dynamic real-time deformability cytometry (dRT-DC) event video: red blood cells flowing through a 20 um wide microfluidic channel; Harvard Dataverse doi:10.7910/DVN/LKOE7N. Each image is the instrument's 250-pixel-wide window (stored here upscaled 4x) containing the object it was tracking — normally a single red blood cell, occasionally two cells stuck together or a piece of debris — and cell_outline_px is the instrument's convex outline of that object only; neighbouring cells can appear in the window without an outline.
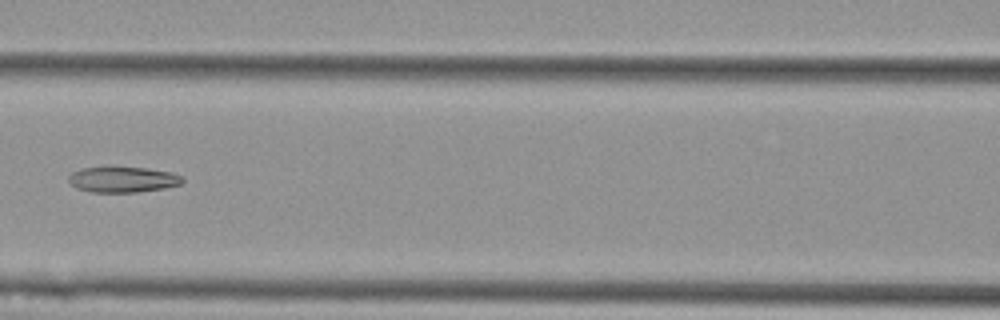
{"species": "Egyptian fruit bat (a non-hibernating species)", "species_latin": "Rousettus aegyptiacus", "temperature_condition": "cold", "stored_images_in_passage": 7, "camera_frame_rate_fps": 3000, "um_per_image_px": 0.085, "animal": {"sex": "female"}, "frame": {"image": 1, "passage_image": 5, "time_ms": 1.333, "image_size_px": [1000, 320], "cell_outline_px": [[184, 180], [180, 184], [164, 188], [136, 192], [92, 192], [76, 188], [68, 180], [68, 176], [72, 172], [80, 168], [148, 168], [172, 172], [184, 176]], "centroid_in_image_um": [10.46, 15.26], "position_along_channel_um": 156.1, "area_um2": 16.88}}
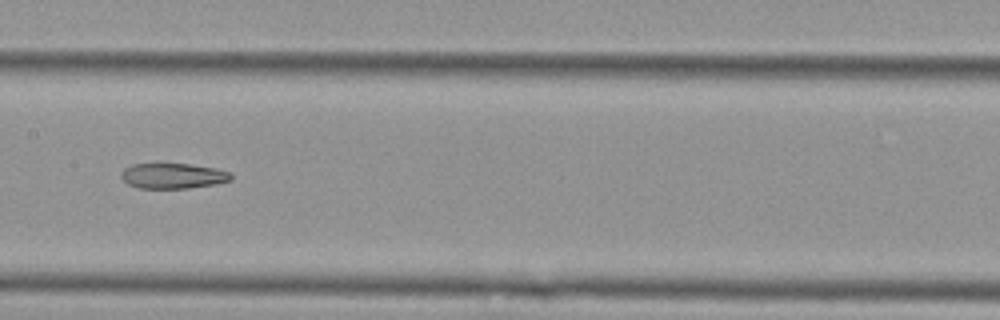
{"frame": {"image": 2, "passage_image": 6, "time_ms": 1.667, "image_size_px": [1000, 320], "cell_outline_px": [[232, 180], [216, 184], [188, 188], [140, 188], [128, 184], [120, 176], [120, 172], [124, 168], [132, 164], [188, 164], [216, 168], [228, 172], [232, 176]], "centroid_in_image_um": [14.69, 14.95], "position_along_channel_um": 192.7, "area_um2": 16.18}}
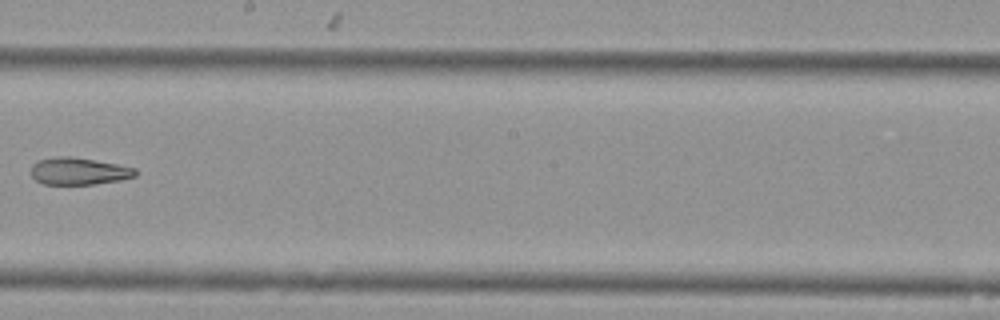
{"frame": {"image": 3, "passage_image": 7, "time_ms": 2.0, "image_size_px": [1000, 320], "cell_outline_px": [[136, 176], [120, 180], [96, 184], [44, 184], [36, 180], [32, 176], [32, 164], [40, 160], [56, 156], [72, 156], [116, 164], [136, 168]], "centroid_in_image_um": [6.7, 14.55], "position_along_channel_um": 241.5, "area_um2": 16.42}}